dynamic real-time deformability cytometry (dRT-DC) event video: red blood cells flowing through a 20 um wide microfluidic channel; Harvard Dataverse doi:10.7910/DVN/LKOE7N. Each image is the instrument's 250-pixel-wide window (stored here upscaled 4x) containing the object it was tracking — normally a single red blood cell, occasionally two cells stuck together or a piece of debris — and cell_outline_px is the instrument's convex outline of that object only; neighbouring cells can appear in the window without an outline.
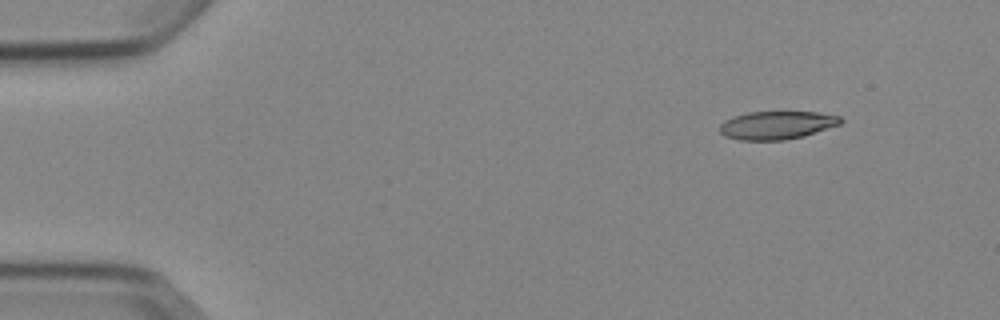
{"species": "Egyptian fruit bat (a non-hibernating species)", "species_latin": "Rousettus aegyptiacus", "temperature_condition": "cold", "stored_images_in_passage": 4, "camera_frame_rate_fps": 3000, "um_per_image_px": 0.085, "animal": {"sex": "female"}, "frame": {"image": 1, "passage_image": 1, "time_ms": 0.0, "image_size_px": [1000, 320], "cell_outline_px": [[844, 120], [840, 124], [804, 136], [784, 140], [740, 140], [724, 136], [720, 132], [720, 124], [724, 120], [748, 112], [816, 112], [840, 116]], "centroid_in_image_um": [66.03, 10.64], "position_along_channel_um": 19.0, "area_um2": 19.77}}
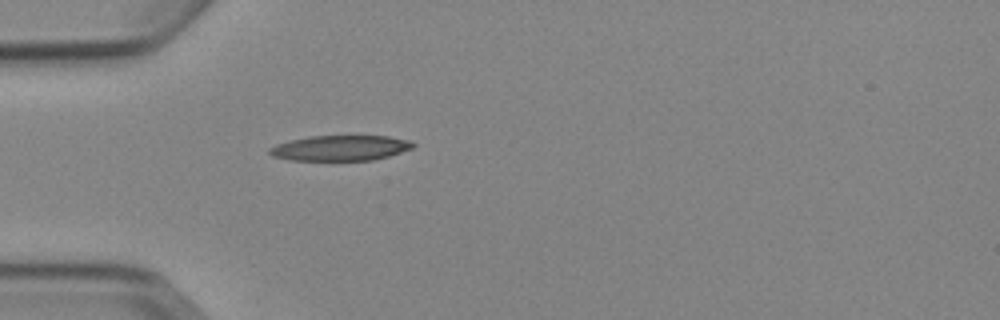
{"frame": {"image": 2, "passage_image": 4, "time_ms": 3.333, "image_size_px": [1000, 320], "cell_outline_px": [[416, 144], [412, 148], [388, 156], [372, 160], [292, 160], [272, 156], [268, 152], [268, 148], [276, 144], [308, 136], [388, 136], [408, 140]], "centroid_in_image_um": [28.91, 12.58], "position_along_channel_um": 56.1, "area_um2": 21.04}}